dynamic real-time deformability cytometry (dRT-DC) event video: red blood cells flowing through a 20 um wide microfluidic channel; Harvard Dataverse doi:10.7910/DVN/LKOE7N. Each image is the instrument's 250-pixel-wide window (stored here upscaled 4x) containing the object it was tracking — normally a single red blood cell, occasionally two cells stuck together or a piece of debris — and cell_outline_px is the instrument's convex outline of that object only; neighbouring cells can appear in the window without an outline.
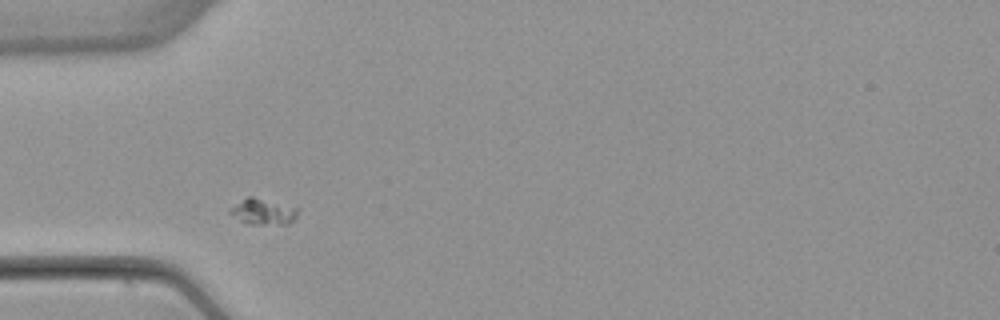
{"species": "common noctule bat (a hibernating species)", "species_latin": "Nyctalus noctula", "temperature_condition": "warm", "stored_images_in_passage": 32, "camera_frame_rate_fps": 3000, "um_per_image_px": 0.085, "animal": {"sex": "female", "body_mass_g": 22.7, "forearm_length_mm": 54.2}, "frame": {"image": 1, "passage_image": 4, "time_ms": 1.0, "image_size_px": [1000, 320], "cell_outline_px": [[300, 208], [296, 216], [288, 224], [248, 224], [240, 220], [228, 212], [236, 204], [248, 196], [252, 196]], "centroid_in_image_um": [22.39, 17.99], "position_along_channel_um": 62.6, "area_um2": 10.06}}
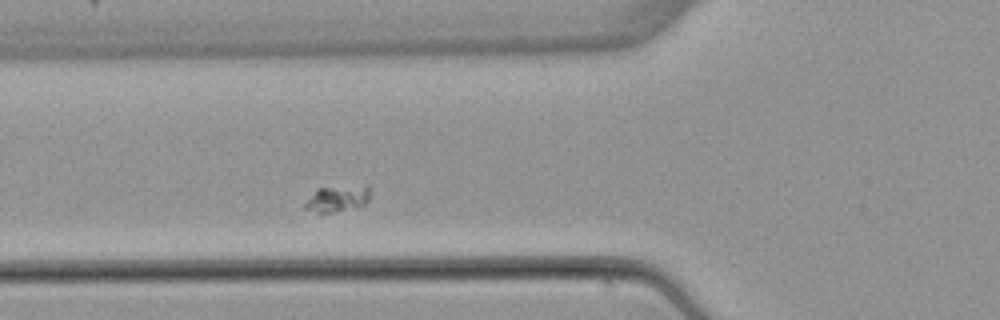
{"frame": {"image": 2, "passage_image": 7, "time_ms": 2.0, "image_size_px": [1000, 320], "cell_outline_px": [[372, 188], [368, 200], [364, 204], [332, 212], [316, 212], [304, 208], [304, 204], [316, 188], [368, 184]], "centroid_in_image_um": [28.72, 16.83], "position_along_channel_um": 97.1, "area_um2": 10.0}}